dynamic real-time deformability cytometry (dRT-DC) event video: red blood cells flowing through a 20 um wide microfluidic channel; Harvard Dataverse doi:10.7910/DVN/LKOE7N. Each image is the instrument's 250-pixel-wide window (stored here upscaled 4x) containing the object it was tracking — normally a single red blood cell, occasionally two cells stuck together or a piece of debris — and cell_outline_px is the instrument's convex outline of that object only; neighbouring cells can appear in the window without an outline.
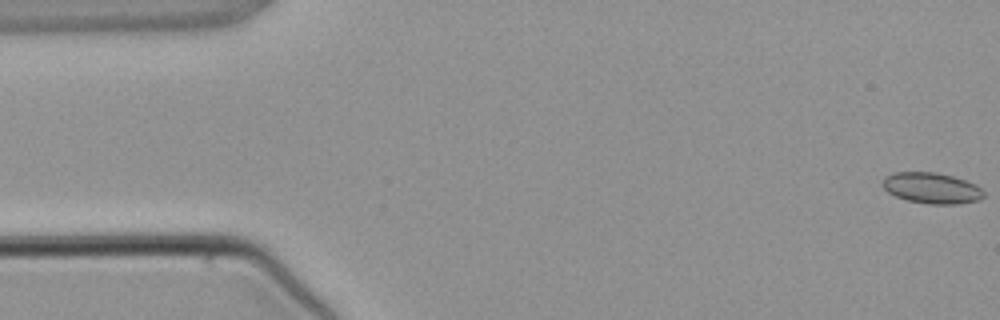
{"species": "common noctule bat (a hibernating species)", "species_latin": "Nyctalus noctula", "temperature_condition": "warm", "stored_images_in_passage": 4, "camera_frame_rate_fps": 3000, "um_per_image_px": 0.085, "animal": {"sex": "male", "body_mass_g": 21.5, "forearm_length_mm": 52.0}, "frame": {"image": 1, "passage_image": 1, "time_ms": 0.0, "image_size_px": [1000, 320], "cell_outline_px": [[984, 196], [980, 200], [956, 204], [928, 204], [908, 200], [896, 196], [888, 192], [880, 184], [884, 176], [892, 172], [936, 172], [952, 176], [964, 180], [980, 188], [984, 192]], "centroid_in_image_um": [79.14, 15.98], "position_along_channel_um": 5.9, "area_um2": 18.21}}